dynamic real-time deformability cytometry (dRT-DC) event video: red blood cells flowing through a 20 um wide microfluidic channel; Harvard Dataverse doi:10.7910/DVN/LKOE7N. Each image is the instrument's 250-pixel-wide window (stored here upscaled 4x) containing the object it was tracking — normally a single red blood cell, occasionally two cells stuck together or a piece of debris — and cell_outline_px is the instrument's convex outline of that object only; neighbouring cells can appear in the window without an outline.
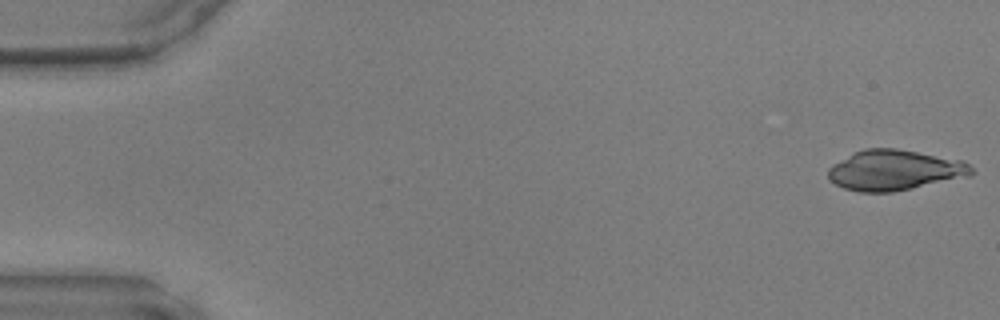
{"species": "common noctule bat (a hibernating species)", "species_latin": "Nyctalus noctula", "temperature_condition": "warm", "stored_images_in_passage": 8, "camera_frame_rate_fps": 3000, "um_per_image_px": 0.085, "animal": {"sex": "male", "body_mass_g": 17.9, "forearm_length_mm": 54.2}, "frame": {"image": 1, "passage_image": 1, "time_ms": 0.0, "image_size_px": [1000, 320], "cell_outline_px": [[972, 176], [892, 192], [860, 192], [844, 188], [828, 180], [828, 168], [832, 164], [864, 148], [896, 148], [964, 160], [972, 168]], "centroid_in_image_um": [76.05, 14.46], "position_along_channel_um": 9.0, "area_um2": 33.76}}